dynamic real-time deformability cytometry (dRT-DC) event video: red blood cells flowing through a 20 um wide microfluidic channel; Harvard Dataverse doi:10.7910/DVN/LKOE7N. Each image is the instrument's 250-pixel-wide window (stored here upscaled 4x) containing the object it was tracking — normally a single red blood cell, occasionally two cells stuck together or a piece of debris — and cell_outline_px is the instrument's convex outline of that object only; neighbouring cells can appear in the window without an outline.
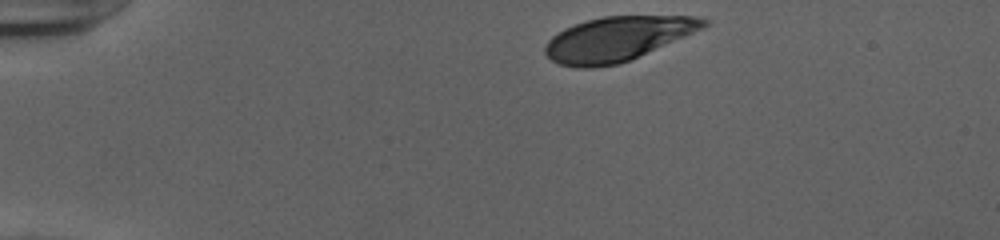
{"species": "human", "species_latin": "Homo sapiens", "temperature_condition": "cold", "stored_images_in_passage": 39, "camera_frame_rate_fps": 3000, "um_per_image_px": 0.085, "donor": {"sex": "female"}, "frame": {"image": 1, "passage_image": 1, "time_ms": 0.0, "image_size_px": [1000, 240], "cell_outline_px": [[708, 24], [704, 28], [620, 64], [592, 68], [576, 68], [560, 64], [552, 60], [544, 52], [544, 44], [552, 36], [564, 28], [588, 20], [604, 16], [696, 16], [708, 20]], "centroid_in_image_um": [52.46, 3.31], "position_along_channel_um": 32.5, "area_um2": 40.81}}
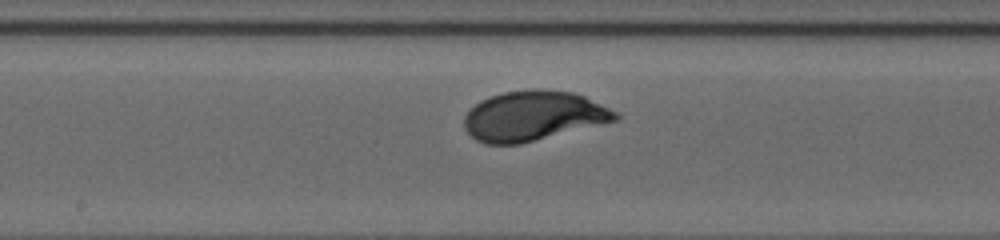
{"frame": {"image": 2, "passage_image": 20, "time_ms": 6.333, "image_size_px": [1000, 240], "cell_outline_px": [[620, 120], [520, 144], [484, 144], [476, 140], [464, 128], [464, 116], [480, 100], [488, 96], [504, 92], [532, 88], [544, 88], [572, 92], [584, 96], [620, 112]], "centroid_in_image_um": [45.37, 9.84], "position_along_channel_um": 202.8, "area_um2": 44.39}}
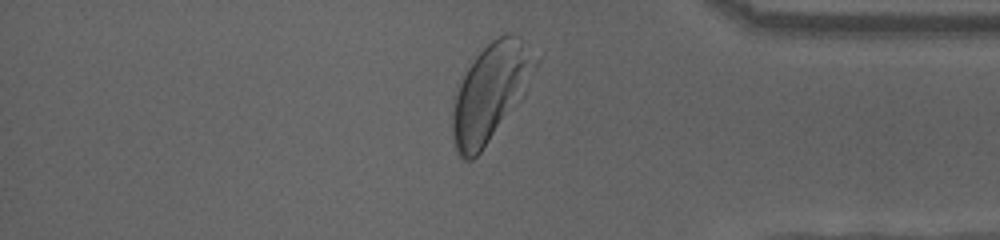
{"frame": {"image": 3, "passage_image": 36, "time_ms": 11.667, "image_size_px": [1000, 240], "cell_outline_px": [[544, 52], [524, 96], [480, 152], [472, 160], [464, 160], [456, 152], [452, 136], [452, 96], [468, 68], [476, 56], [492, 40], [504, 32], [512, 32], [520, 36]], "centroid_in_image_um": [41.78, 7.75], "position_along_channel_um": 393.4, "area_um2": 48.38}, "authors_computed_cell_mechanics": {"area_um2": 43.5812, "velocity_mm_per_s": 3.8564, "shape_relaxation_time_tau1_ms": 3.0718, "shape_relaxation_time_tau2_ms": null, "deformation_change_tau1": 0.1672, "deformation_change_tau2": null}}